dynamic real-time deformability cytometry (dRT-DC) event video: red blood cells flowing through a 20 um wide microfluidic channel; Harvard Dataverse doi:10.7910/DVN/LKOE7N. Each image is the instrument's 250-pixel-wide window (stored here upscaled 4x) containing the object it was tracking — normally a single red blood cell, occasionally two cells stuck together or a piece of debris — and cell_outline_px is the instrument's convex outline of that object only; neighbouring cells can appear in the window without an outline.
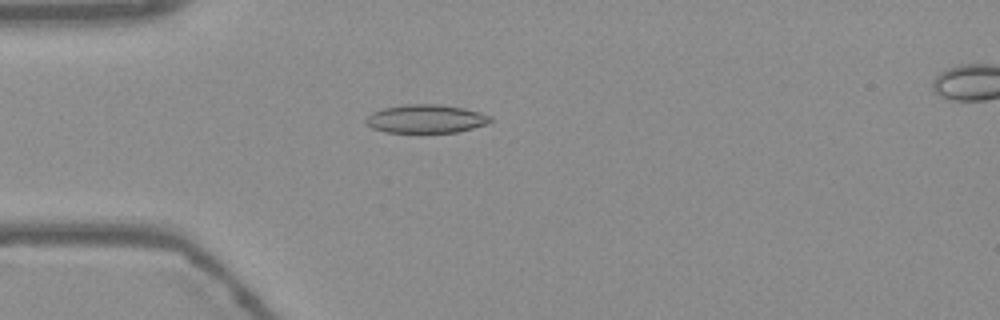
{"species": "Egyptian fruit bat (a non-hibernating species)", "species_latin": "Rousettus aegyptiacus", "temperature_condition": "warm", "stored_images_in_passage": 54, "camera_frame_rate_fps": 3000, "um_per_image_px": 0.085, "frame": {"image": 1, "passage_image": 15, "time_ms": 4.667, "image_size_px": [1000, 320], "cell_outline_px": [[492, 120], [488, 124], [456, 132], [388, 132], [372, 128], [364, 120], [372, 112], [384, 108], [404, 104], [436, 104], [464, 108], [480, 112], [492, 116]], "centroid_in_image_um": [36.23, 10.09], "position_along_channel_um": 48.8, "area_um2": 20.52}}
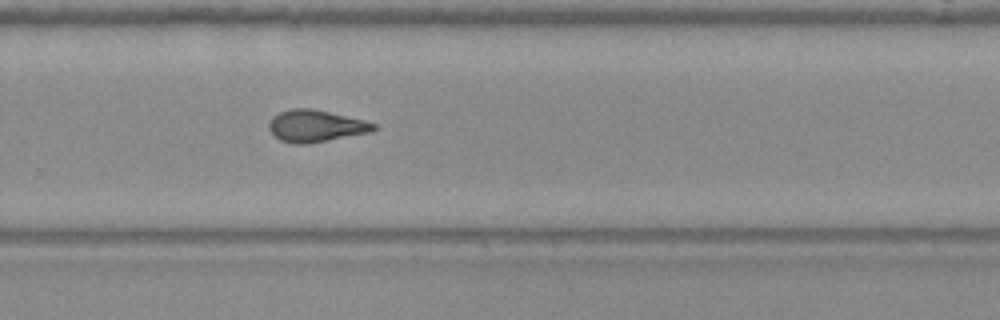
{"frame": {"image": 2, "passage_image": 36, "time_ms": 11.667, "image_size_px": [1000, 320], "cell_outline_px": [[376, 128], [372, 132], [308, 144], [296, 144], [280, 140], [268, 128], [268, 120], [272, 116], [280, 112], [292, 108], [312, 108], [364, 120], [376, 124]], "centroid_in_image_um": [26.82, 10.7], "position_along_channel_um": 303.0, "area_um2": 19.54}}
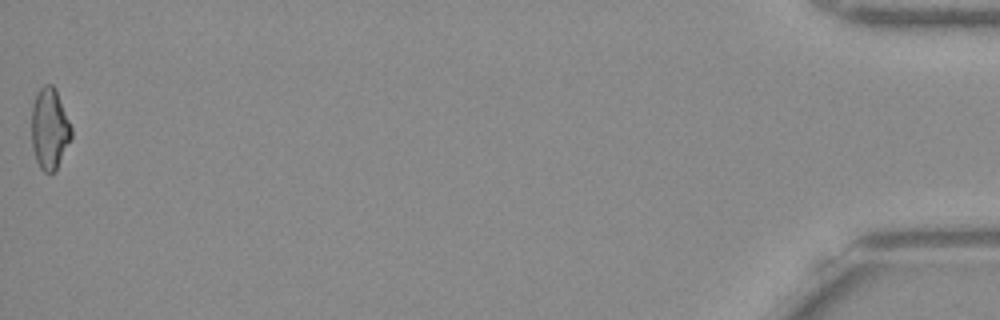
{"frame": {"image": 3, "passage_image": 54, "time_ms": 17.667, "image_size_px": [1000, 320], "cell_outline_px": [[72, 136], [56, 172], [44, 172], [40, 168], [36, 160], [32, 148], [32, 104], [40, 88], [44, 84], [52, 84], [56, 88], [72, 128]], "centroid_in_image_um": [4.22, 10.95], "position_along_channel_um": 431.0, "area_um2": 18.96}, "authors_computed_cell_mechanics": {"area_um2": 19.4786, "velocity_mm_per_s": 3.8013, "shape_relaxation_time_tau1_ms": 6.1785, "shape_relaxation_time_tau2_ms": 1.4816, "deformation_change_tau1": 0.185, "deformation_change_tau2": 0.0858}}